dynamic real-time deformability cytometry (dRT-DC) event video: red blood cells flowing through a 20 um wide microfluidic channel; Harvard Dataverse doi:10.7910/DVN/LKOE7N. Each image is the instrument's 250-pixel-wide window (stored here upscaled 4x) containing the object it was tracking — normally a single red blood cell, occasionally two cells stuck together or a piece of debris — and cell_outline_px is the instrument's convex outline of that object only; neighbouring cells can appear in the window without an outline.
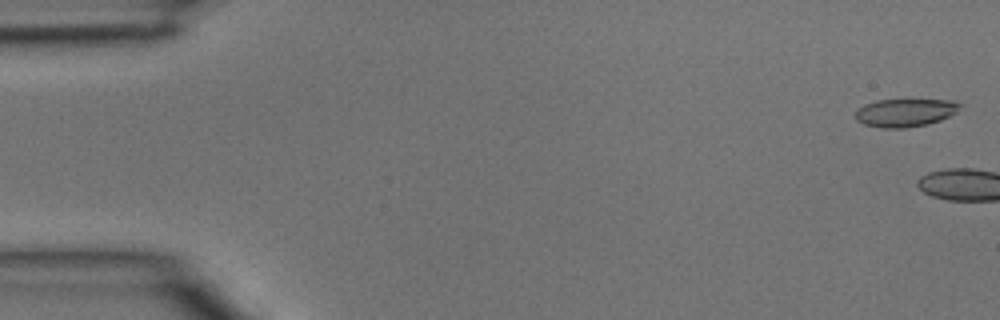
{"species": "common noctule bat (a hibernating species)", "species_latin": "Nyctalus noctula", "temperature_condition": "room temperature", "stored_images_in_passage": 5, "camera_frame_rate_fps": 3000, "um_per_image_px": 0.085, "animal": {"sex": "male", "body_mass_g": 15.6}, "frame": {"image": 1, "passage_image": 1, "time_ms": 0.0, "image_size_px": [1000, 320], "cell_outline_px": [[960, 104], [956, 112], [940, 120], [928, 124], [904, 128], [880, 128], [864, 124], [856, 120], [856, 112], [864, 104], [876, 100], [956, 100]], "centroid_in_image_um": [76.92, 9.58], "position_along_channel_um": 8.1, "area_um2": 16.94}}